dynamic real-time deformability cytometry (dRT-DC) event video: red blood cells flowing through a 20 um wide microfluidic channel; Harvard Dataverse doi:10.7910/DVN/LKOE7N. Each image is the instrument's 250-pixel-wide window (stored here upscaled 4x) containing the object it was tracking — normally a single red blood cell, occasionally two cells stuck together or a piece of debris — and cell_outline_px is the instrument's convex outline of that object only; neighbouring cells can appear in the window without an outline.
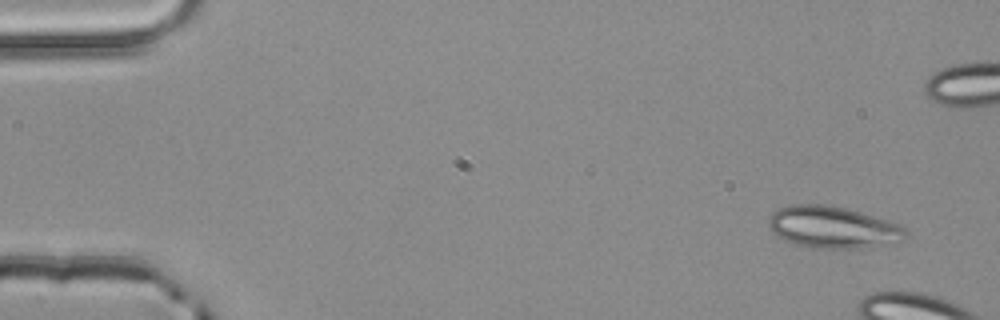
{"species": "common noctule bat (a hibernating species)", "species_latin": "Nyctalus noctula", "temperature_condition": "room temperature", "stored_images_in_passage": 5, "camera_frame_rate_fps": 3000, "um_per_image_px": 0.085, "animal": {"sex": "male", "body_mass_g": 20.4}, "frame": {"image": 1, "passage_image": 1, "time_ms": 0.0, "image_size_px": [1000, 320], "cell_outline_px": [[908, 236], [904, 240], [856, 248], [812, 248], [796, 244], [784, 240], [776, 236], [768, 228], [768, 216], [776, 208], [788, 204], [832, 204], [888, 220], [900, 224], [908, 232]], "centroid_in_image_um": [70.73, 19.29], "position_along_channel_um": 14.3, "area_um2": 33.76}}